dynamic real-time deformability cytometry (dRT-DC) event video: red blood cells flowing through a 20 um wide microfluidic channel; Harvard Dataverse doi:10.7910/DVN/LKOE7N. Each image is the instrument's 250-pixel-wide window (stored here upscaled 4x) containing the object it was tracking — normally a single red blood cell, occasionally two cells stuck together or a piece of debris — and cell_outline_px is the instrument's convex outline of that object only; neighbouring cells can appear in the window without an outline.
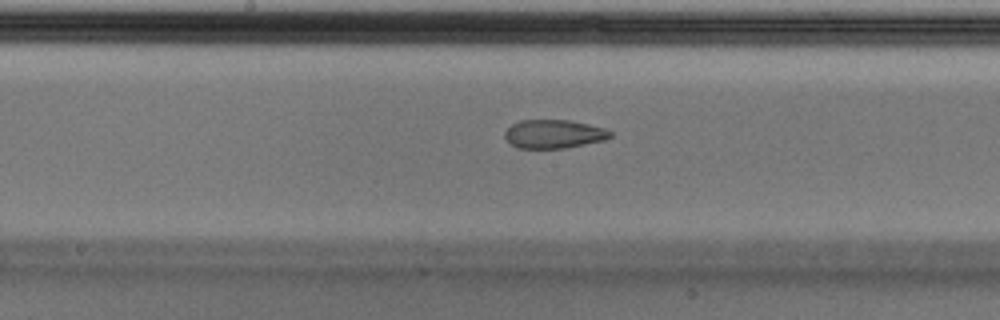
{"species": "Egyptian fruit bat (a non-hibernating species)", "species_latin": "Rousettus aegyptiacus", "temperature_condition": "cold", "stored_images_in_passage": 46, "camera_frame_rate_fps": 3000, "um_per_image_px": 0.085, "animal": {"sex": "male"}, "frame": {"image": 1, "passage_image": 20, "time_ms": 6.333, "image_size_px": [1000, 320], "cell_outline_px": [[612, 136], [604, 140], [564, 148], [516, 148], [504, 136], [504, 132], [512, 124], [520, 120], [572, 120], [604, 128], [612, 132]], "centroid_in_image_um": [47.07, 11.38], "position_along_channel_um": 201.1, "area_um2": 17.51}}
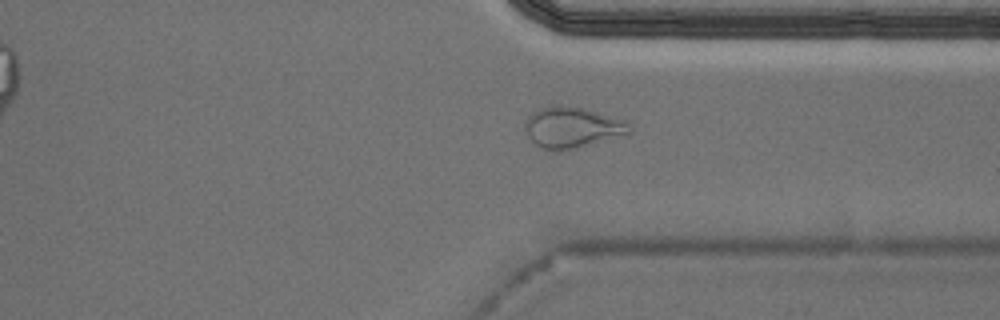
{"frame": {"image": 2, "passage_image": 33, "time_ms": 10.667, "image_size_px": [1000, 320], "cell_outline_px": [[632, 132], [572, 148], [544, 148], [536, 144], [528, 136], [524, 128], [524, 124], [528, 116], [532, 112], [540, 108], [556, 104], [584, 108], [616, 116], [628, 120]], "centroid_in_image_um": [48.65, 10.76], "position_along_channel_um": 362.8, "area_um2": 24.39}}
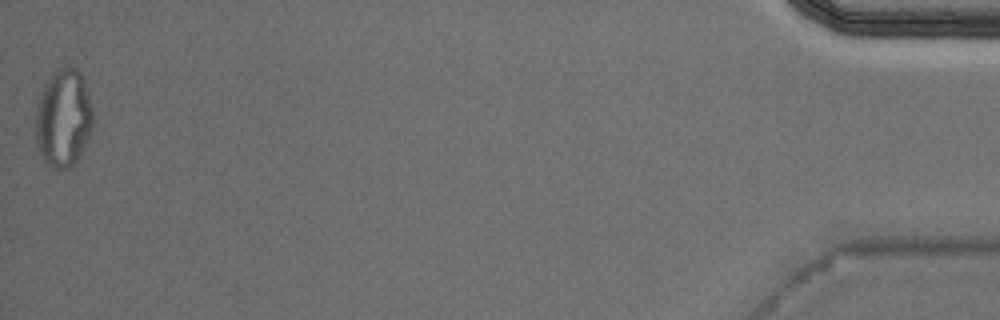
{"frame": {"image": 3, "passage_image": 46, "time_ms": 15.0, "image_size_px": [1000, 320], "cell_outline_px": [[92, 132], [76, 164], [68, 168], [56, 172], [44, 160], [40, 152], [36, 140], [36, 104], [44, 84], [60, 68], [68, 64], [76, 68], [80, 72], [92, 104]], "centroid_in_image_um": [5.4, 10.08], "position_along_channel_um": 429.8, "area_um2": 33.06}, "authors_computed_cell_mechanics": {"area_um2": 19.4208, "velocity_mm_per_s": 3.7316, "shape_relaxation_time_tau1_ms": null, "shape_relaxation_time_tau2_ms": 2.2009, "deformation_change_tau1": null, "deformation_change_tau2": 0.0904}}